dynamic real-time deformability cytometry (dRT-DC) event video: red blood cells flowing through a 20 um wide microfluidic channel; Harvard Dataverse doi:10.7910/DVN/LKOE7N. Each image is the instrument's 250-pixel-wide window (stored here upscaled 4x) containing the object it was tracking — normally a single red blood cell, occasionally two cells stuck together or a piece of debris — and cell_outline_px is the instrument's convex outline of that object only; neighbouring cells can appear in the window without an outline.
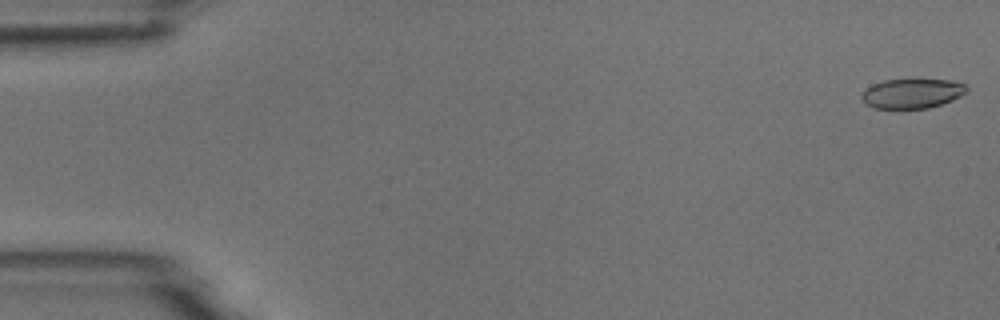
{"species": "common noctule bat (a hibernating species)", "species_latin": "Nyctalus noctula", "temperature_condition": "room temperature", "stored_images_in_passage": 6, "camera_frame_rate_fps": 3000, "um_per_image_px": 0.085, "animal": {"sex": "male", "body_mass_g": 18.8}, "frame": {"image": 1, "passage_image": 1, "time_ms": 0.0, "image_size_px": [1000, 320], "cell_outline_px": [[968, 92], [952, 100], [928, 108], [872, 108], [860, 96], [872, 84], [884, 80], [912, 76], [916, 76], [948, 80], [964, 84], [968, 88]], "centroid_in_image_um": [77.56, 7.88], "position_along_channel_um": 7.4, "area_um2": 18.79}}
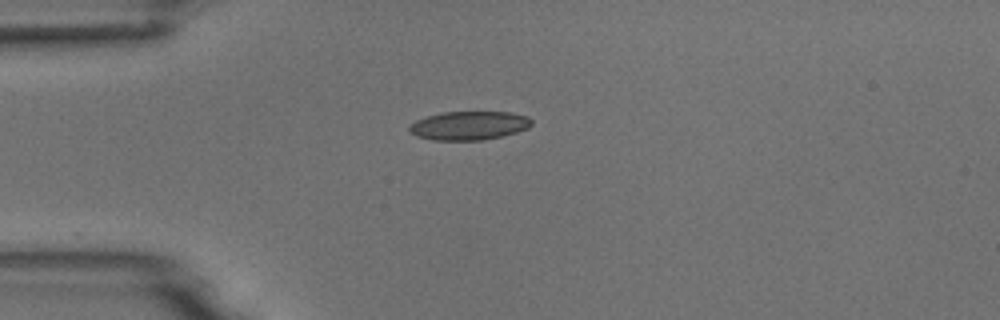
{"frame": {"image": 2, "passage_image": 4, "time_ms": 4.333, "image_size_px": [1000, 320], "cell_outline_px": [[532, 124], [528, 128], [516, 132], [484, 140], [432, 140], [416, 136], [408, 132], [408, 124], [416, 120], [428, 116], [444, 112], [508, 112], [528, 116], [532, 120]], "centroid_in_image_um": [39.83, 10.68], "position_along_channel_um": 45.2, "area_um2": 20.52}}
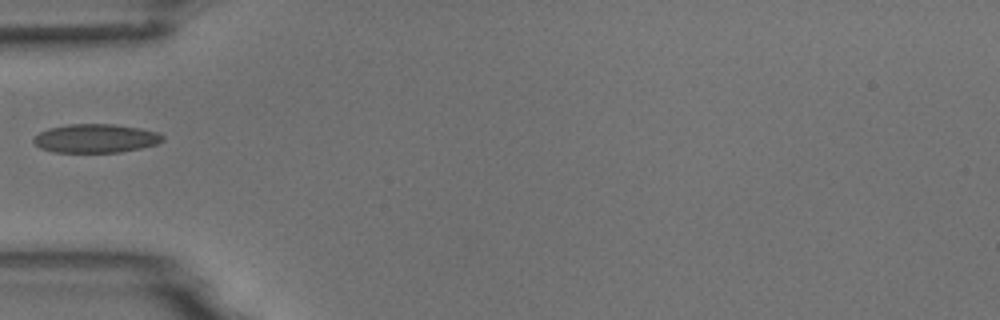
{"frame": {"image": 3, "passage_image": 5, "time_ms": 5.667, "image_size_px": [1000, 320], "cell_outline_px": [[164, 140], [156, 144], [140, 148], [120, 152], [56, 152], [40, 148], [32, 140], [40, 132], [48, 128], [68, 124], [112, 124], [140, 128], [156, 132], [164, 136]], "centroid_in_image_um": [8.13, 11.76], "position_along_channel_um": 76.9, "area_um2": 21.44}}